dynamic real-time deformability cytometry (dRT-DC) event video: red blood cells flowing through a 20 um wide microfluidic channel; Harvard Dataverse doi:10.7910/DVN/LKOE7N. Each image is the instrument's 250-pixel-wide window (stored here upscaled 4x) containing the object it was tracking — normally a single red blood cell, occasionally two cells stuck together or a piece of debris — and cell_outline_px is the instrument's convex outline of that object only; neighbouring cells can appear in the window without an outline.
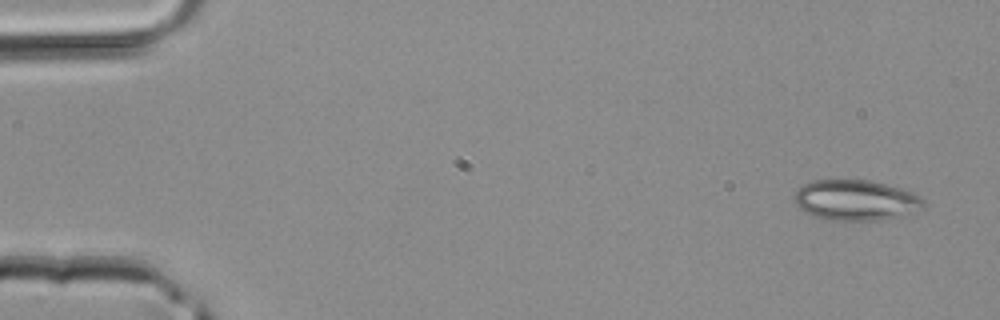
{"species": "common noctule bat (a hibernating species)", "species_latin": "Nyctalus noctula", "temperature_condition": "room temperature", "stored_images_in_passage": 42, "camera_frame_rate_fps": 3000, "um_per_image_px": 0.085, "animal": {"sex": "male", "body_mass_g": 20.4}, "frame": {"image": 1, "passage_image": 1, "time_ms": 0.0, "image_size_px": [1000, 320], "cell_outline_px": [[924, 208], [904, 216], [880, 220], [824, 220], [812, 216], [804, 212], [792, 200], [792, 196], [800, 184], [812, 180], [868, 180], [900, 188], [912, 192], [920, 196], [924, 200]], "centroid_in_image_um": [72.69, 17.02], "position_along_channel_um": 12.3, "area_um2": 31.04}}
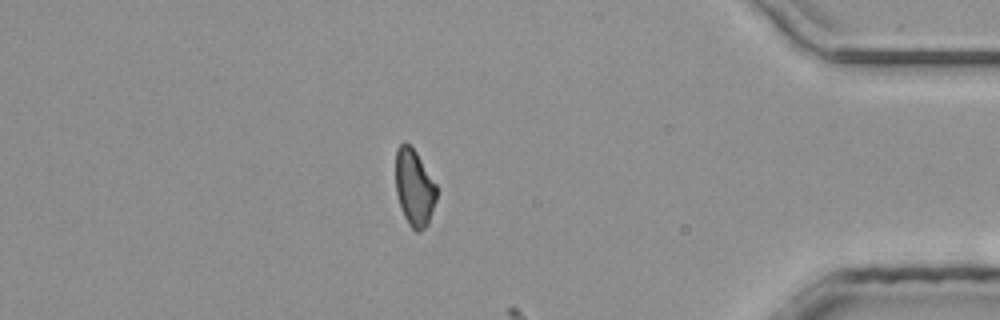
{"frame": {"image": 2, "passage_image": 36, "time_ms": 11.667, "image_size_px": [1000, 320], "cell_outline_px": [[436, 200], [428, 224], [420, 232], [416, 232], [408, 224], [404, 216], [396, 192], [396, 148], [404, 140], [416, 152], [436, 184]], "centroid_in_image_um": [35.21, 15.95], "position_along_channel_um": 400.0, "area_um2": 18.21}}
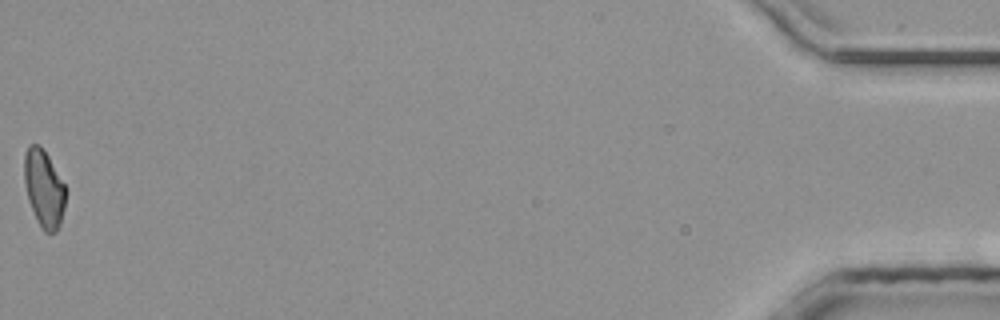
{"frame": {"image": 3, "passage_image": 42, "time_ms": 13.667, "image_size_px": [1000, 320], "cell_outline_px": [[64, 208], [60, 224], [56, 232], [44, 232], [36, 220], [28, 200], [24, 184], [24, 156], [28, 144], [36, 144], [48, 156], [64, 184]], "centroid_in_image_um": [3.7, 16.04], "position_along_channel_um": 431.5, "area_um2": 18.38}}